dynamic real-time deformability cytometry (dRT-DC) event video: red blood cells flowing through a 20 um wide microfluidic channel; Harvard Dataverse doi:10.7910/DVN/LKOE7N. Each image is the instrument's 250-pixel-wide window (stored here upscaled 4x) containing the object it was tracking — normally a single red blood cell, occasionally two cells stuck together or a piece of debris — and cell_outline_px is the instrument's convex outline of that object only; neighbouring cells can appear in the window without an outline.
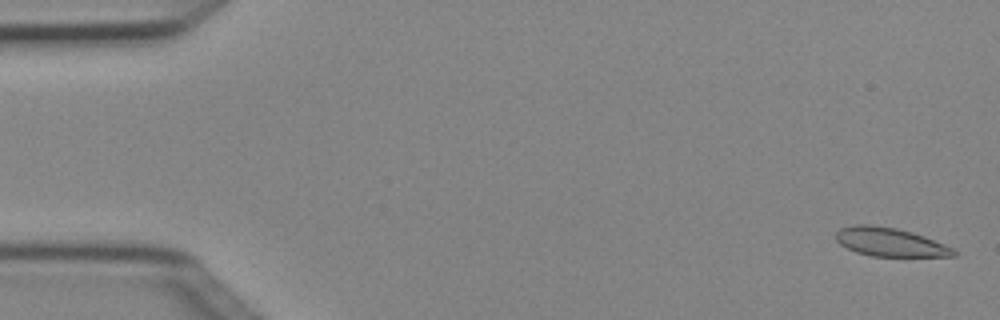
{"species": "Egyptian fruit bat (a non-hibernating species)", "species_latin": "Rousettus aegyptiacus", "temperature_condition": "cold", "stored_images_in_passage": 7, "camera_frame_rate_fps": 3000, "um_per_image_px": 0.085, "animal": {"sex": "female"}, "frame": {"image": 1, "passage_image": 1, "time_ms": 0.0, "image_size_px": [1000, 320], "cell_outline_px": [[956, 256], [872, 256], [856, 252], [840, 244], [836, 240], [836, 232], [840, 228], [856, 224], [872, 224], [896, 228], [912, 232], [924, 236], [944, 244], [952, 248], [956, 252]], "centroid_in_image_um": [75.62, 20.57], "position_along_channel_um": 9.4, "area_um2": 19.54}}
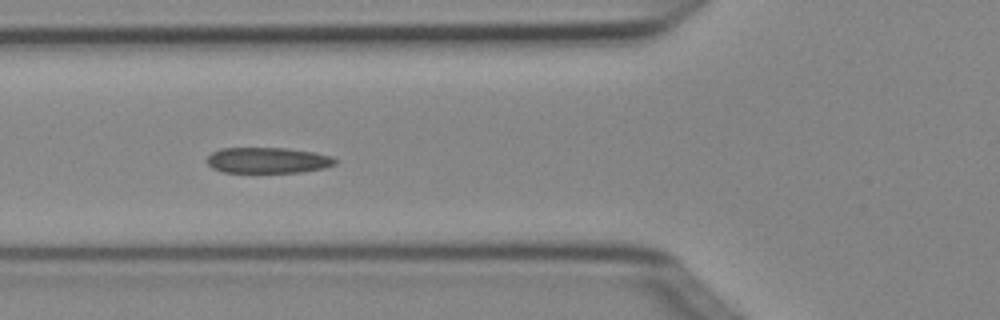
{"frame": {"image": 2, "passage_image": 5, "time_ms": 1.333, "image_size_px": [1000, 320], "cell_outline_px": [[336, 164], [324, 168], [300, 172], [224, 172], [212, 168], [208, 164], [208, 156], [212, 152], [220, 148], [288, 148], [312, 152], [332, 156], [336, 160]], "centroid_in_image_um": [22.76, 13.62], "position_along_channel_um": 103.0, "area_um2": 19.19}}
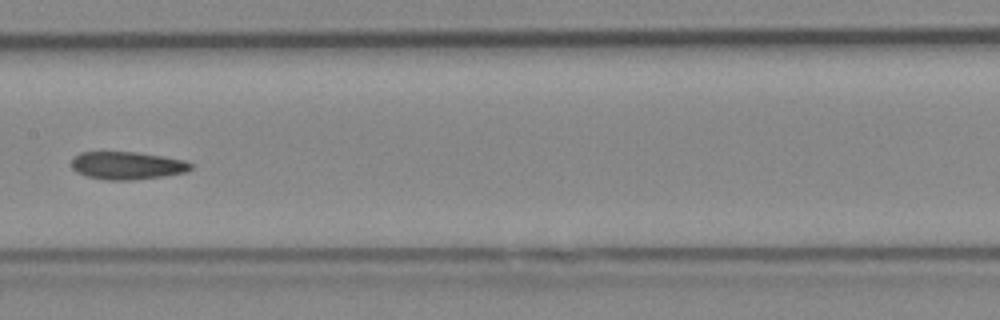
{"frame": {"image": 3, "passage_image": 7, "time_ms": 2.0, "image_size_px": [1000, 320], "cell_outline_px": [[192, 168], [188, 172], [164, 176], [132, 180], [104, 180], [88, 176], [76, 172], [72, 168], [72, 160], [80, 152], [136, 152], [184, 160], [192, 164]], "centroid_in_image_um": [10.82, 14.08], "position_along_channel_um": 196.6, "area_um2": 19.25}}